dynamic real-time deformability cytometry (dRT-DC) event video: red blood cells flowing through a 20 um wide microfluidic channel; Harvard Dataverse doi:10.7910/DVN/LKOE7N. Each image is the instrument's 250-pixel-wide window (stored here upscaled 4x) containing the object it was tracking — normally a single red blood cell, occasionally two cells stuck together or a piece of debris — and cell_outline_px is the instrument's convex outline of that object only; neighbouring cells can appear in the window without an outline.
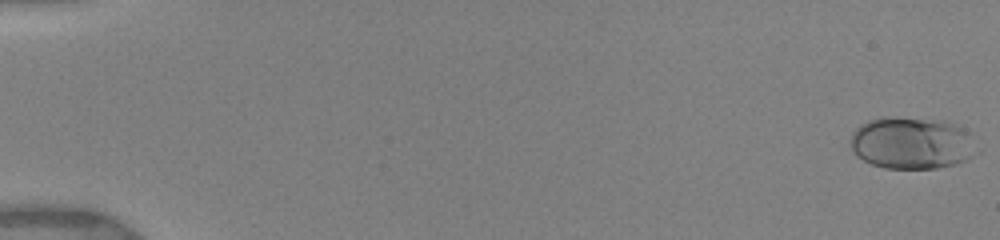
{"species": "human", "species_latin": "Homo sapiens", "temperature_condition": "warm", "stored_images_in_passage": 19, "camera_frame_rate_fps": 3000, "um_per_image_px": 0.085, "donor": {"sex": "female"}, "frame": {"image": 1, "passage_image": 1, "time_ms": 0.0, "image_size_px": [1000, 240], "cell_outline_px": [[980, 152], [956, 164], [936, 168], [884, 168], [872, 164], [864, 160], [852, 152], [848, 140], [852, 132], [860, 124], [868, 120], [880, 116], [896, 116], [944, 120], [964, 128], [968, 132], [980, 148]], "centroid_in_image_um": [77.5, 12.13], "position_along_channel_um": 7.5, "area_um2": 39.25}}
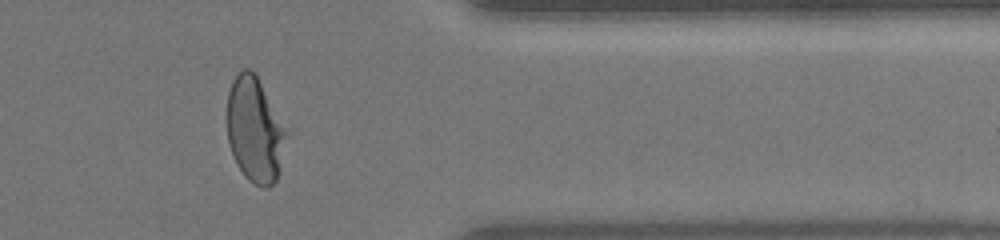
{"frame": {"image": 2, "passage_image": 16, "time_ms": 14.333, "image_size_px": [1000, 240], "cell_outline_px": [[288, 132], [276, 180], [268, 188], [264, 188], [248, 180], [244, 176], [236, 164], [228, 144], [228, 92], [232, 80], [244, 68], [248, 68], [256, 76]], "centroid_in_image_um": [21.64, 11.08], "position_along_channel_um": 389.8, "area_um2": 35.66}}
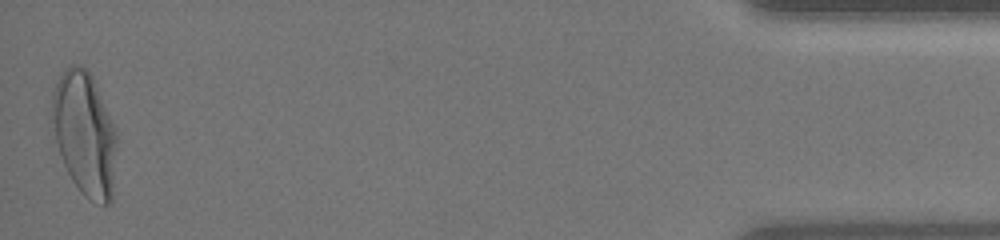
{"frame": {"image": 3, "passage_image": 19, "time_ms": 17.0, "image_size_px": [1000, 240], "cell_outline_px": [[116, 144], [112, 200], [108, 204], [104, 204], [84, 196], [80, 192], [72, 180], [64, 164], [56, 140], [52, 120], [52, 88], [60, 76], [72, 64], [80, 64], [92, 76], [116, 128]], "centroid_in_image_um": [7.2, 11.35], "position_along_channel_um": 428.0, "area_um2": 46.18}, "authors_computed_cell_mechanics": {"area_um2": 35.1424, "velocity_mm_per_s": 3.9552, "shape_relaxation_time_tau1_ms": 5.1485, "shape_relaxation_time_tau2_ms": null, "deformation_change_tau1": 0.1717, "deformation_change_tau2": null}}